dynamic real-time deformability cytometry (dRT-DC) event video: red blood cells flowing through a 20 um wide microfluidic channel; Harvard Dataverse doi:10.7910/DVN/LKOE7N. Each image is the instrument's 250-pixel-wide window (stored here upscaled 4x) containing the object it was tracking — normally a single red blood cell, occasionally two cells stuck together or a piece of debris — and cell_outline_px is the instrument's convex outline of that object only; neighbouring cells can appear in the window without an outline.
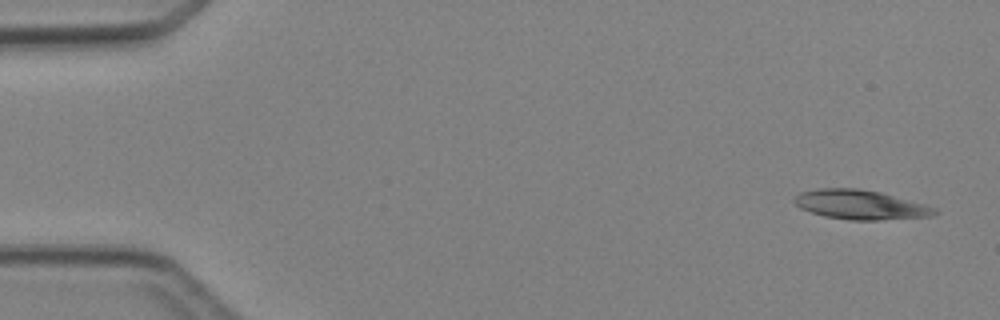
{"species": "Egyptian fruit bat (a non-hibernating species)", "species_latin": "Rousettus aegyptiacus", "temperature_condition": "cold", "stored_images_in_passage": 4, "camera_frame_rate_fps": 3000, "um_per_image_px": 0.085, "animal": {"sex": "female"}, "frame": {"image": 1, "passage_image": 1, "time_ms": 0.0, "image_size_px": [1000, 320], "cell_outline_px": [[940, 212], [932, 216], [880, 220], [852, 220], [824, 216], [800, 208], [792, 200], [800, 192], [816, 188], [856, 188], [880, 192], [924, 204], [936, 208]], "centroid_in_image_um": [73.13, 17.4], "position_along_channel_um": 11.9, "area_um2": 23.99}}
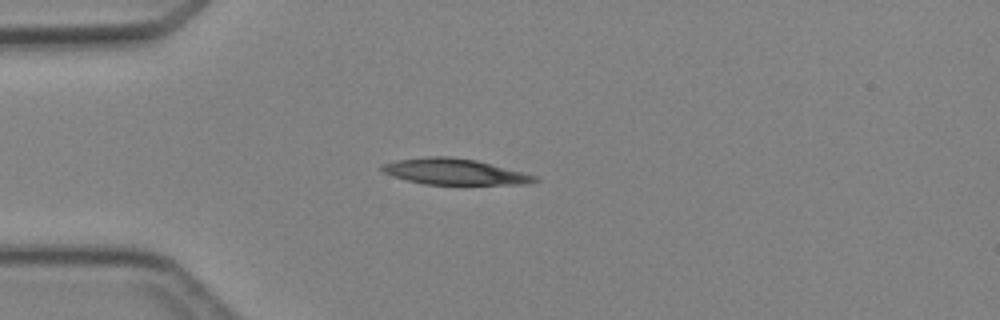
{"frame": {"image": 2, "passage_image": 4, "time_ms": 3.333, "image_size_px": [1000, 320], "cell_outline_px": [[540, 180], [528, 184], [424, 184], [392, 176], [384, 172], [380, 168], [380, 164], [396, 160], [424, 156], [448, 156], [476, 160], [524, 172], [536, 176]], "centroid_in_image_um": [38.62, 14.58], "position_along_channel_um": 46.4, "area_um2": 23.12}}